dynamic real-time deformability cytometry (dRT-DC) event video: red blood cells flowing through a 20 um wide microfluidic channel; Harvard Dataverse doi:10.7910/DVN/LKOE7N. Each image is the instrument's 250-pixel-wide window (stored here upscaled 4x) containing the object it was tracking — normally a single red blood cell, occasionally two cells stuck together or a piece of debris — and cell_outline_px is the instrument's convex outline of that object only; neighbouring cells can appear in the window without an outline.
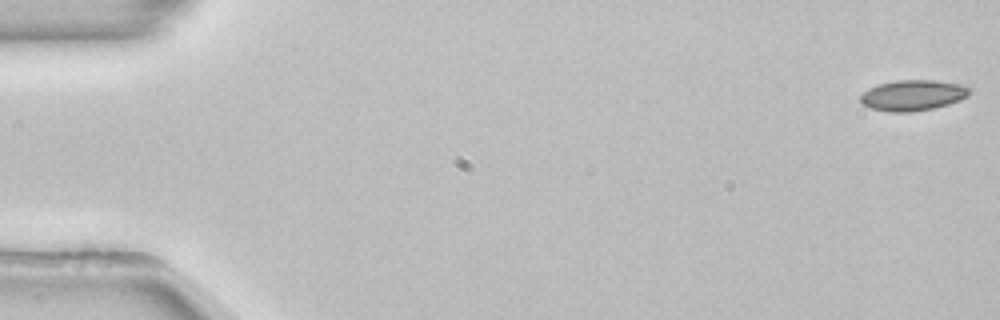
{"species": "common noctule bat (a hibernating species)", "species_latin": "Nyctalus noctula", "temperature_condition": "room temperature", "stored_images_in_passage": 53, "camera_frame_rate_fps": 3000, "um_per_image_px": 0.085, "animal": {"sex": "female", "body_mass_g": 22.7, "forearm_length_mm": 54.2}, "frame": {"image": 1, "passage_image": 1, "time_ms": 0.0, "image_size_px": [1000, 320], "cell_outline_px": [[972, 88], [968, 96], [960, 100], [948, 104], [932, 108], [912, 112], [888, 112], [868, 108], [860, 100], [860, 96], [868, 88], [880, 84], [896, 80], [932, 80], [956, 84]], "centroid_in_image_um": [77.57, 8.11], "position_along_channel_um": 7.4, "area_um2": 19.42}}
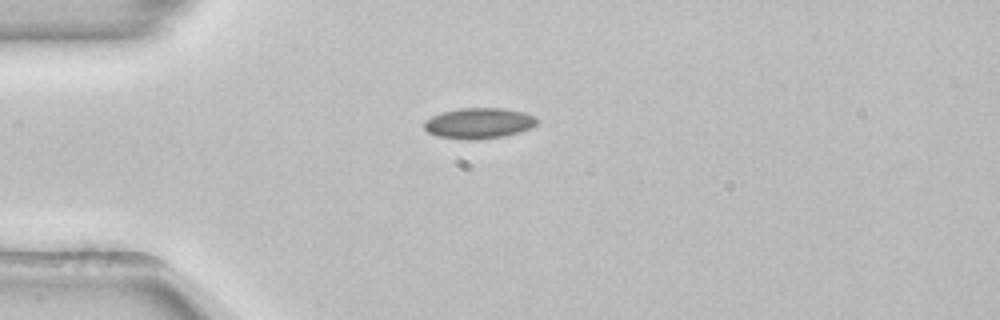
{"frame": {"image": 2, "passage_image": 14, "time_ms": 4.333, "image_size_px": [1000, 320], "cell_outline_px": [[536, 124], [532, 128], [520, 132], [504, 136], [472, 140], [468, 140], [436, 136], [428, 132], [424, 128], [424, 120], [440, 112], [460, 108], [500, 108], [524, 112], [536, 116]], "centroid_in_image_um": [40.69, 10.47], "position_along_channel_um": 44.3, "area_um2": 20.29}}
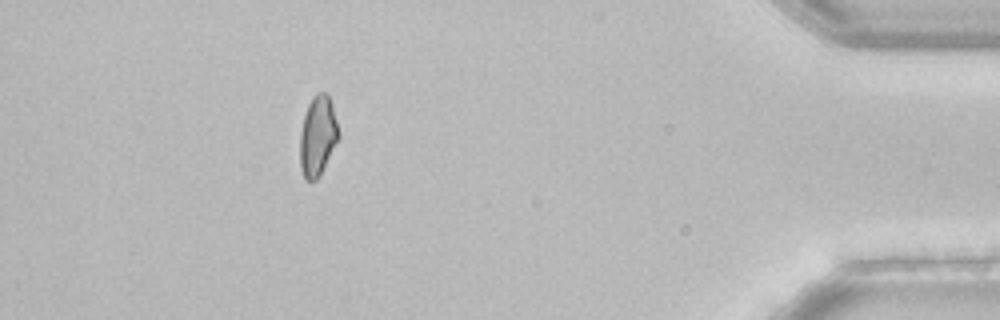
{"frame": {"image": 3, "passage_image": 48, "time_ms": 15.667, "image_size_px": [1000, 320], "cell_outline_px": [[340, 136], [320, 176], [316, 180], [304, 180], [300, 168], [300, 132], [304, 116], [308, 104], [312, 96], [316, 92], [328, 92], [332, 104], [340, 132]], "centroid_in_image_um": [27.01, 11.54], "position_along_channel_um": 408.2, "area_um2": 18.32}, "authors_computed_cell_mechanics": {"area_um2": 18.785, "velocity_mm_per_s": 3.8866, "shape_relaxation_time_tau1_ms": null, "shape_relaxation_time_tau2_ms": 10.111, "deformation_change_tau1": null, "deformation_change_tau2": 0.1206}}